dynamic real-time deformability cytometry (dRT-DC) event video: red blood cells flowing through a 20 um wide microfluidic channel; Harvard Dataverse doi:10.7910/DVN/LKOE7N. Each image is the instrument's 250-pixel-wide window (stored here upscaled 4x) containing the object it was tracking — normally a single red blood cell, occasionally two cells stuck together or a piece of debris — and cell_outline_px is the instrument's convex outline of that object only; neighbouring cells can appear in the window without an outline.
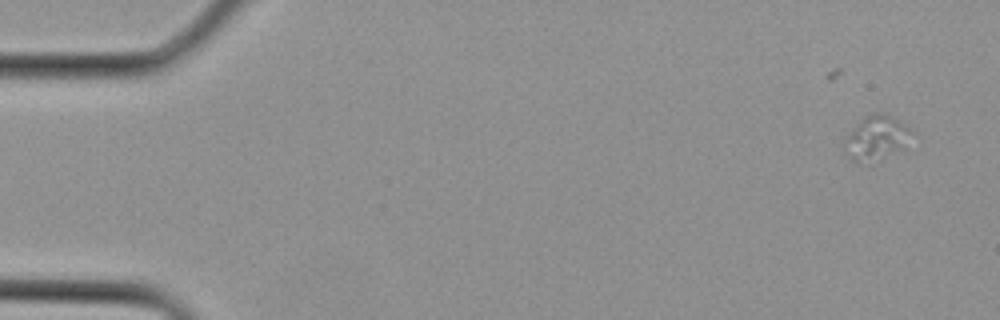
{"species": "Egyptian fruit bat (a non-hibernating species)", "species_latin": "Rousettus aegyptiacus", "temperature_condition": "cold", "stored_images_in_passage": 2, "camera_frame_rate_fps": 3000, "um_per_image_px": 0.085, "animal": {"sex": "female"}, "frame": {"image": 1, "passage_image": 2, "time_ms": 0.333, "image_size_px": [1000, 320], "cell_outline_px": [[916, 132], [896, 148], [880, 160], [852, 160], [848, 156], [844, 136], [864, 116], [876, 112], [884, 112]], "centroid_in_image_um": [74.44, 11.64], "position_along_channel_um": 10.6, "area_um2": 16.42}}